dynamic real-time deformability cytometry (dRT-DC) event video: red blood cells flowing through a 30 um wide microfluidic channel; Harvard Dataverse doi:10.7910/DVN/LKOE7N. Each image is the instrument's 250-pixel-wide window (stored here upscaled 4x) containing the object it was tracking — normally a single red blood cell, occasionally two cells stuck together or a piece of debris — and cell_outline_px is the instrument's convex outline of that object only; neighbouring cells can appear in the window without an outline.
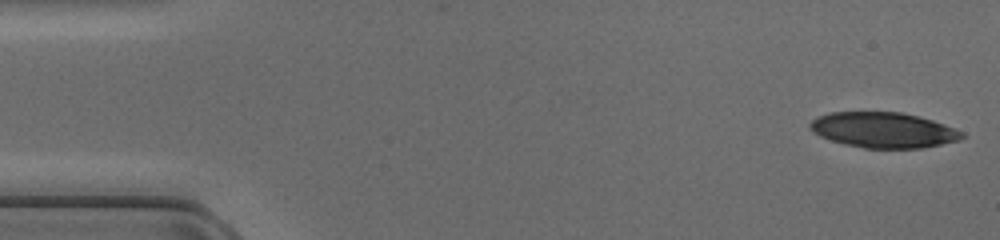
{"species": "common noctule bat (a hibernating species)", "species_latin": "Nyctalus noctula", "temperature_condition": "cold", "stored_images_in_passage": 46, "camera_frame_rate_fps": 3000, "um_per_image_px": 0.085, "animal": {"sex": "female", "body_mass_g": 17.0, "forearm_length_mm": 48.0}, "frame": {"image": 1, "passage_image": 1, "time_ms": 0.0, "image_size_px": [1000, 240], "cell_outline_px": [[968, 136], [960, 140], [920, 148], [864, 148], [844, 144], [820, 136], [808, 128], [808, 124], [816, 116], [828, 112], [900, 112], [932, 120], [944, 124], [964, 132]], "centroid_in_image_um": [75.08, 11.05], "position_along_channel_um": 9.9, "area_um2": 31.44}}
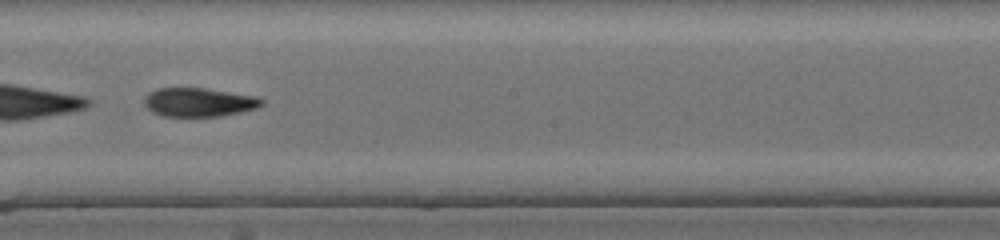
{"frame": {"image": 2, "passage_image": 26, "time_ms": 8.333, "image_size_px": [1000, 240], "cell_outline_px": [[264, 104], [256, 108], [240, 112], [220, 116], [160, 116], [152, 112], [144, 104], [144, 96], [148, 92], [156, 88], [204, 88], [256, 96], [264, 100]], "centroid_in_image_um": [16.87, 8.68], "position_along_channel_um": 231.3, "area_um2": 19.77}}
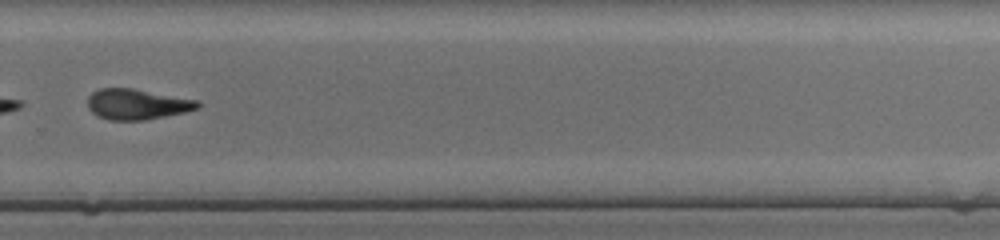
{"frame": {"image": 3, "passage_image": 32, "time_ms": 10.333, "image_size_px": [1000, 240], "cell_outline_px": [[200, 108], [184, 112], [144, 120], [108, 120], [96, 116], [88, 108], [88, 96], [92, 92], [100, 88], [132, 88], [200, 100]], "centroid_in_image_um": [11.64, 8.85], "position_along_channel_um": 318.2, "area_um2": 19.71}}